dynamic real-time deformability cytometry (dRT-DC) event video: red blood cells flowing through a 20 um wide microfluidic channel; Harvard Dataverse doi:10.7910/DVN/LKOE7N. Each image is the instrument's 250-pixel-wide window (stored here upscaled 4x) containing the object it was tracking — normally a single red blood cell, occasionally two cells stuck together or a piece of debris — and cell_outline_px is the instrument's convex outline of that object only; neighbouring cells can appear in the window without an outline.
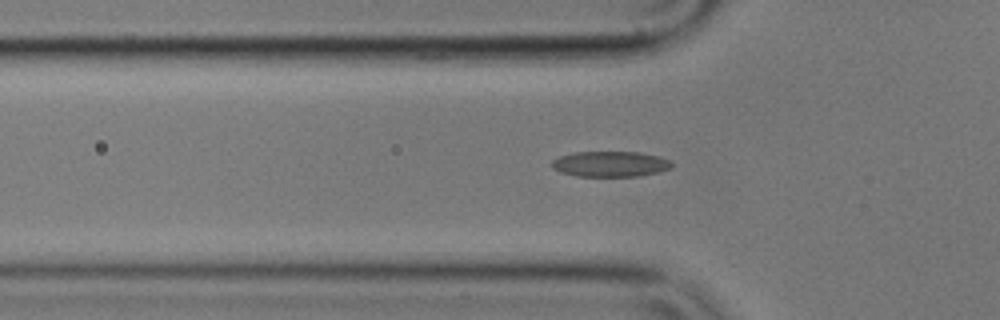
{"species": "common noctule bat (a hibernating species)", "species_latin": "Nyctalus noctula", "temperature_condition": "cold", "stored_images_in_passage": 38, "camera_frame_rate_fps": 3000, "um_per_image_px": 0.085, "animal": {"sex": "male", "body_mass_g": 17.9}, "frame": {"image": 1, "passage_image": 7, "time_ms": 2.0, "image_size_px": [1000, 320], "cell_outline_px": [[672, 168], [640, 176], [576, 176], [560, 172], [552, 168], [552, 160], [560, 156], [572, 152], [640, 152], [656, 156], [668, 160], [672, 164]], "centroid_in_image_um": [51.83, 13.94], "position_along_channel_um": 74.0, "area_um2": 17.74}}
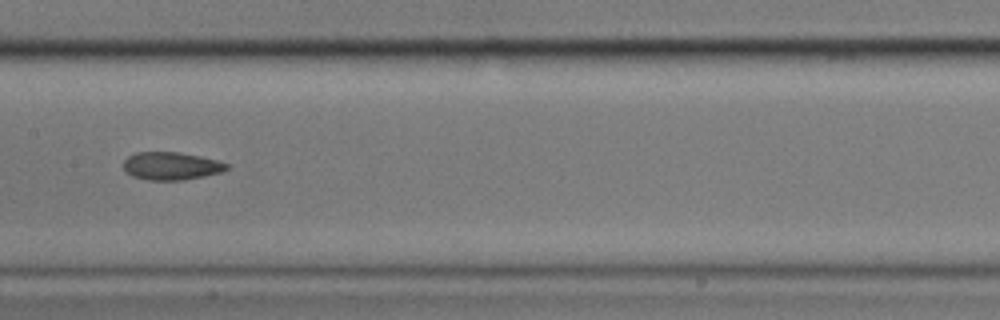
{"frame": {"image": 2, "passage_image": 17, "time_ms": 5.333, "image_size_px": [1000, 320], "cell_outline_px": [[228, 168], [220, 172], [204, 176], [184, 180], [148, 180], [132, 176], [124, 168], [124, 160], [128, 156], [136, 152], [180, 152], [200, 156], [216, 160], [228, 164]], "centroid_in_image_um": [14.54, 14.1], "position_along_channel_um": 192.9, "area_um2": 16.65}}
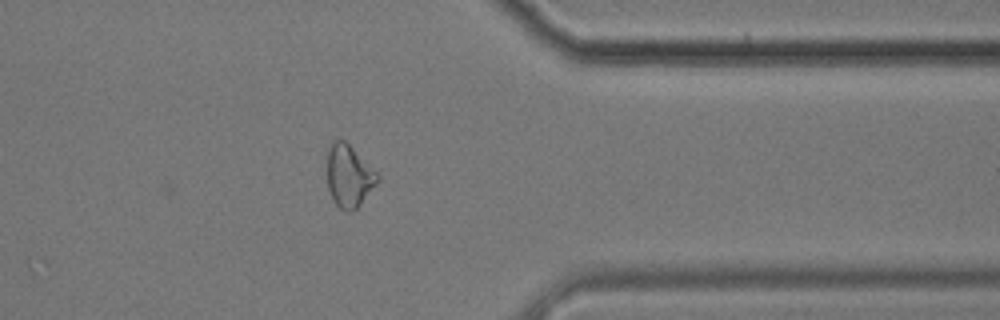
{"frame": {"image": 3, "passage_image": 34, "time_ms": 11.0, "image_size_px": [1000, 320], "cell_outline_px": [[380, 180], [360, 204], [352, 212], [344, 212], [332, 200], [328, 188], [328, 148], [332, 140], [344, 140], [380, 176]], "centroid_in_image_um": [29.65, 14.99], "position_along_channel_um": 381.7, "area_um2": 18.09}, "authors_computed_cell_mechanics": {"area_um2": 16.8487, "velocity_mm_per_s": 3.5303, "shape_relaxation_time_tau1_ms": 9.2472, "shape_relaxation_time_tau2_ms": 3.9069, "deformation_change_tau1": 0.1882, "deformation_change_tau2": 0.1157}}